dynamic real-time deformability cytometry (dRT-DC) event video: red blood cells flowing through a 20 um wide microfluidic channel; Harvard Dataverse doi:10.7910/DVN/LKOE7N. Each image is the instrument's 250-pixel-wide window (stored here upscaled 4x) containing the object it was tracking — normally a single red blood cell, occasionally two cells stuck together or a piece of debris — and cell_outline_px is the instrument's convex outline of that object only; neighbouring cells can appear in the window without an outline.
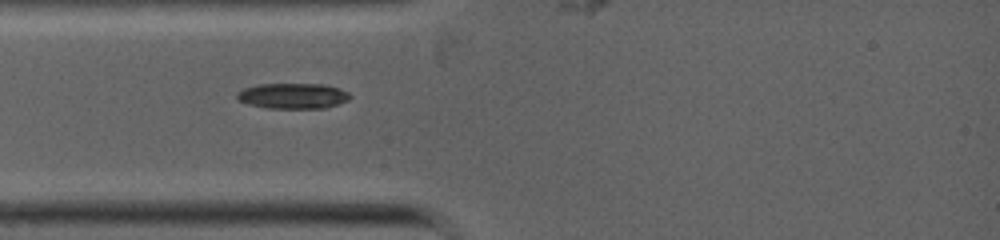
{"species": "common noctule bat (a hibernating species)", "species_latin": "Nyctalus noctula", "temperature_condition": "warm", "stored_images_in_passage": 9, "camera_frame_rate_fps": 5000, "um_per_image_px": 0.085, "animal": {"sex": "female", "body_mass_g": 19.0, "forearm_length_mm": 53.3}, "frame": {"image": 1, "passage_image": 4, "time_ms": 2.0, "image_size_px": [1000, 240], "cell_outline_px": [[352, 96], [348, 100], [324, 108], [268, 108], [248, 104], [236, 100], [236, 92], [244, 88], [256, 84], [324, 84], [340, 88], [348, 92]], "centroid_in_image_um": [24.86, 8.14], "position_along_channel_um": 60.1, "area_um2": 16.94}}
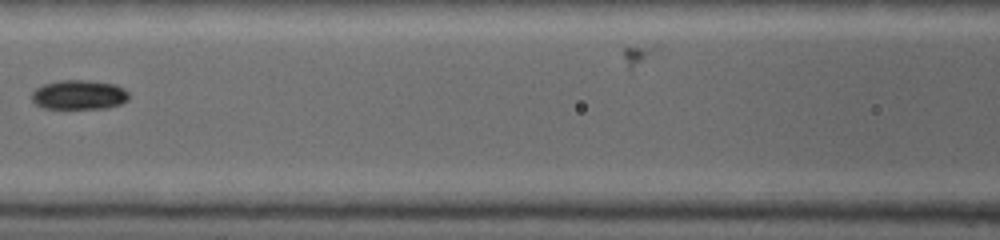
{"frame": {"image": 2, "passage_image": 7, "time_ms": 4.0, "image_size_px": [1000, 240], "cell_outline_px": [[128, 100], [120, 104], [108, 108], [44, 108], [36, 104], [32, 100], [32, 92], [36, 88], [44, 84], [60, 80], [84, 80], [116, 84], [124, 88], [128, 92]], "centroid_in_image_um": [6.73, 8.05], "position_along_channel_um": 159.9, "area_um2": 16.65}}
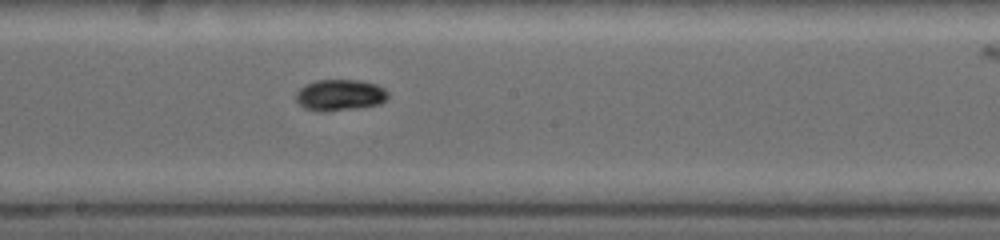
{"frame": {"image": 3, "passage_image": 9, "time_ms": 5.2, "image_size_px": [1000, 240], "cell_outline_px": [[388, 96], [380, 104], [360, 108], [324, 112], [320, 112], [304, 108], [296, 100], [296, 92], [304, 84], [316, 80], [364, 80], [376, 84], [384, 88], [388, 92]], "centroid_in_image_um": [28.89, 8.08], "position_along_channel_um": 219.3, "area_um2": 17.05}}